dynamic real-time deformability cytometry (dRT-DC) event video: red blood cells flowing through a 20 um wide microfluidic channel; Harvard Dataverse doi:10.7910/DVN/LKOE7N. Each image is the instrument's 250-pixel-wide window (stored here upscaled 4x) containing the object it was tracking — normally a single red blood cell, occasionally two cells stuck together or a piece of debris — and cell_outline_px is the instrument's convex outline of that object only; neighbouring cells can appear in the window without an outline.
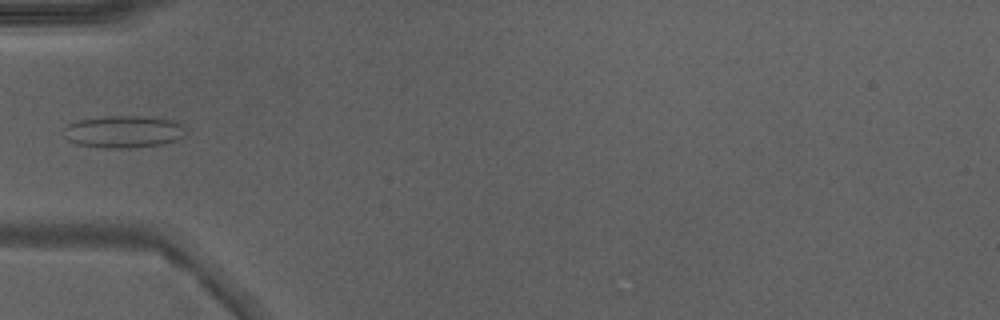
{"species": "Egyptian fruit bat (a non-hibernating species)", "species_latin": "Rousettus aegyptiacus", "temperature_condition": "warm", "stored_images_in_passage": 32, "camera_frame_rate_fps": 3000, "um_per_image_px": 0.085, "animal": {"sex": "male"}, "frame": {"image": 1, "passage_image": 1, "time_ms": 0.0, "image_size_px": [1000, 320], "cell_outline_px": [[184, 136], [176, 140], [160, 144], [128, 148], [108, 148], [76, 144], [68, 140], [60, 132], [68, 124], [76, 120], [108, 116], [140, 116], [172, 120], [180, 124], [184, 128]], "centroid_in_image_um": [10.43, 11.19], "position_along_channel_um": 74.6, "area_um2": 22.83}}
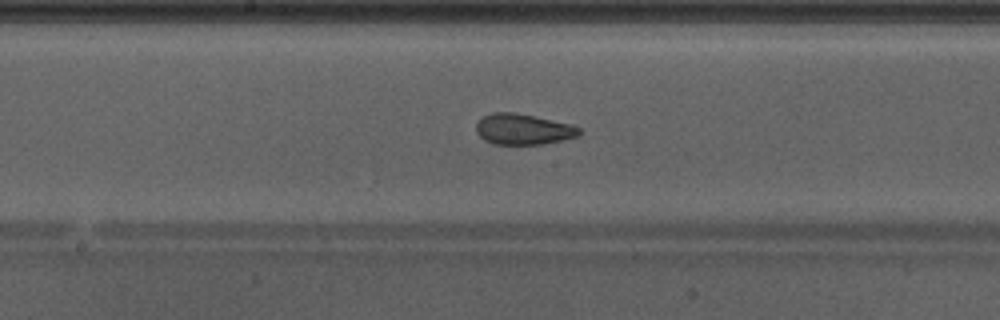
{"frame": {"image": 2, "passage_image": 10, "time_ms": 3.0, "image_size_px": [1000, 320], "cell_outline_px": [[580, 132], [576, 136], [544, 144], [492, 144], [484, 140], [476, 132], [476, 124], [484, 116], [492, 112], [516, 112], [572, 124], [580, 128]], "centroid_in_image_um": [44.44, 10.98], "position_along_channel_um": 203.8, "area_um2": 18.44}}
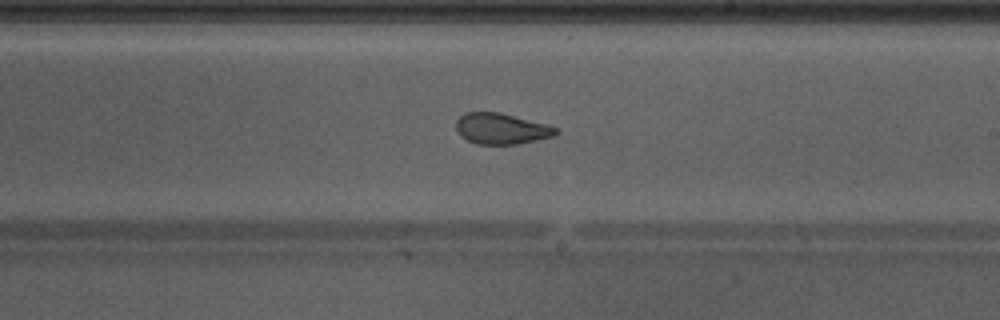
{"frame": {"image": 3, "passage_image": 13, "time_ms": 4.0, "image_size_px": [1000, 320], "cell_outline_px": [[560, 132], [552, 136], [516, 144], [476, 144], [460, 136], [456, 128], [456, 120], [460, 116], [468, 112], [500, 112], [548, 124], [556, 128]], "centroid_in_image_um": [42.6, 10.93], "position_along_channel_um": 246.4, "area_um2": 17.92}, "authors_computed_cell_mechanics": {"area_um2": 19.0162, "velocity_mm_per_s": 4.2865, "shape_relaxation_time_tau1_ms": null, "shape_relaxation_time_tau2_ms": 0.9159, "deformation_change_tau1": null, "deformation_change_tau2": 0.0613}}